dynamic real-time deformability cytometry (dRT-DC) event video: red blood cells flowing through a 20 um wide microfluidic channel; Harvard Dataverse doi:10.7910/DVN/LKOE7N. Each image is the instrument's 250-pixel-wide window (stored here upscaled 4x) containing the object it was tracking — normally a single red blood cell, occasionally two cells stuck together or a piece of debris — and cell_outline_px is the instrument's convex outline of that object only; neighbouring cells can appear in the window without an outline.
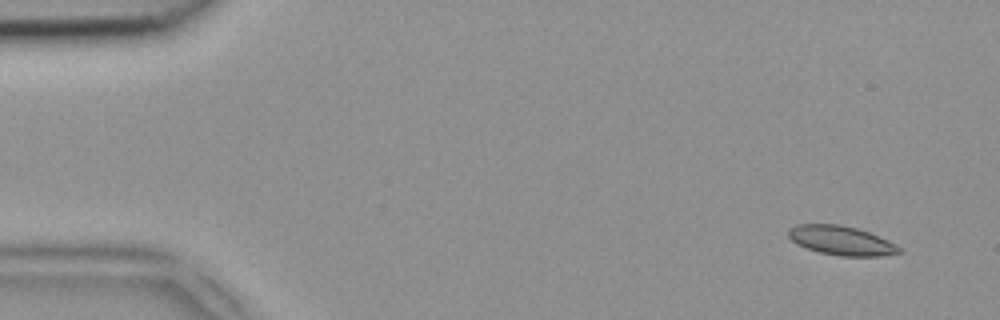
{"species": "common noctule bat (a hibernating species)", "species_latin": "Nyctalus noctula", "temperature_condition": "room temperature", "stored_images_in_passage": 14, "camera_frame_rate_fps": 3000, "um_per_image_px": 0.085, "animal": {"sex": "female", "body_mass_g": 18.4}, "frame": {"image": 1, "passage_image": 3, "time_ms": 0.667, "image_size_px": [1000, 320], "cell_outline_px": [[904, 252], [880, 256], [840, 256], [820, 252], [796, 244], [788, 236], [788, 228], [796, 224], [840, 224], [856, 228], [868, 232], [888, 240], [904, 248]], "centroid_in_image_um": [71.54, 20.44], "position_along_channel_um": 13.5, "area_um2": 18.96}}